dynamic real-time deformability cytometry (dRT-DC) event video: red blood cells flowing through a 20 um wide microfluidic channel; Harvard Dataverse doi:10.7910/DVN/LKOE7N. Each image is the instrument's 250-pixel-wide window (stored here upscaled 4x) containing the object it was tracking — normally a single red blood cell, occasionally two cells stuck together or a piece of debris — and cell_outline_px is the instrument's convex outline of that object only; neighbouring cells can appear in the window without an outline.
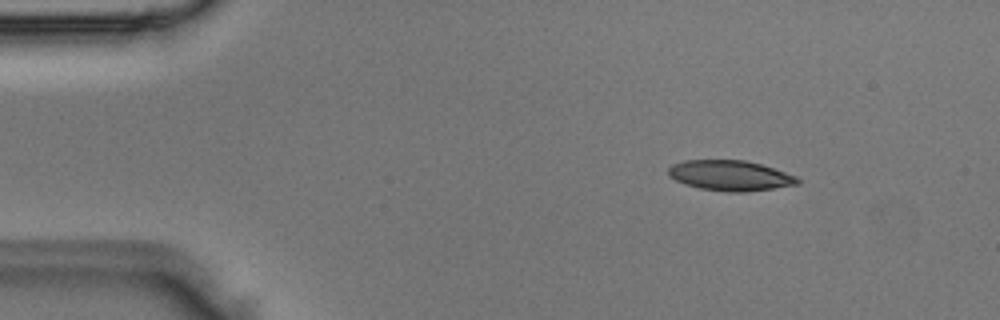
{"species": "Egyptian fruit bat (a non-hibernating species)", "species_latin": "Rousettus aegyptiacus", "temperature_condition": "room temperature", "stored_images_in_passage": 4, "camera_frame_rate_fps": 3000, "um_per_image_px": 0.085, "animal": {"sex": "male"}, "frame": {"image": 1, "passage_image": 2, "time_ms": 0.333, "image_size_px": [1000, 320], "cell_outline_px": [[800, 184], [744, 192], [728, 192], [700, 188], [684, 184], [668, 176], [668, 168], [672, 164], [684, 160], [744, 160], [760, 164], [796, 176], [800, 180]], "centroid_in_image_um": [62.03, 14.92], "position_along_channel_um": 23.0, "area_um2": 22.72}}
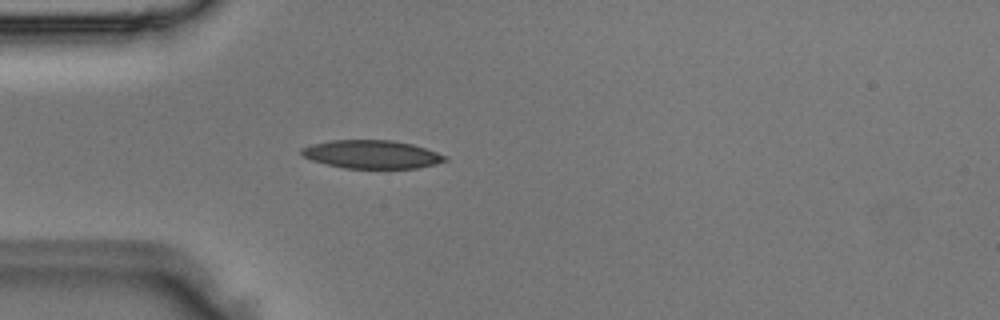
{"frame": {"image": 2, "passage_image": 4, "time_ms": 1.0, "image_size_px": [1000, 320], "cell_outline_px": [[448, 160], [436, 164], [416, 168], [344, 168], [312, 160], [304, 156], [300, 152], [300, 148], [312, 144], [332, 140], [392, 140], [412, 144], [448, 156]], "centroid_in_image_um": [31.61, 13.12], "position_along_channel_um": 53.4, "area_um2": 23.52}}